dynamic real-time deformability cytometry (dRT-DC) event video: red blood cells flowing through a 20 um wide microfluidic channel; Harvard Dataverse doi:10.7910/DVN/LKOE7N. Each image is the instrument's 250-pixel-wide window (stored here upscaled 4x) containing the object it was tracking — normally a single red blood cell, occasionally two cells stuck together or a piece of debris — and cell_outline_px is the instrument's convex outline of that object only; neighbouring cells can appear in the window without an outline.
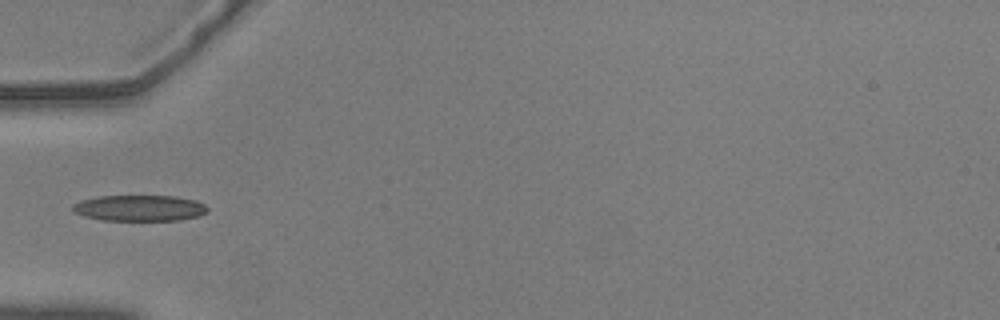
{"species": "common noctule bat (a hibernating species)", "species_latin": "Nyctalus noctula", "temperature_condition": "warm", "stored_images_in_passage": 25, "camera_frame_rate_fps": 3000, "um_per_image_px": 0.085, "animal": {"sex": "male", "body_mass_g": 20.5, "forearm_length_mm": 52.5}, "frame": {"image": 1, "passage_image": 1, "time_ms": 0.0, "image_size_px": [1000, 320], "cell_outline_px": [[208, 212], [200, 216], [180, 220], [104, 220], [84, 216], [72, 212], [72, 204], [80, 200], [100, 196], [176, 196], [196, 200], [204, 204], [208, 208]], "centroid_in_image_um": [11.87, 17.68], "position_along_channel_um": 73.1, "area_um2": 20.58}}
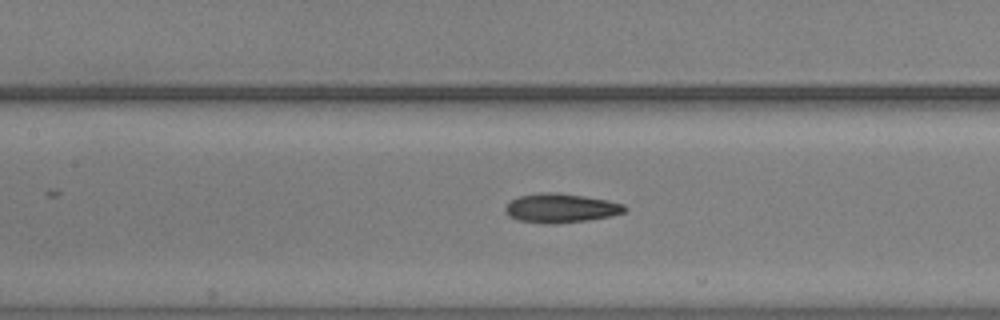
{"frame": {"image": 2, "passage_image": 8, "time_ms": 2.333, "image_size_px": [1000, 320], "cell_outline_px": [[628, 208], [624, 212], [608, 216], [588, 220], [556, 224], [544, 224], [516, 220], [508, 216], [504, 212], [504, 208], [516, 196], [540, 192], [556, 192], [584, 196], [608, 200], [624, 204]], "centroid_in_image_um": [47.62, 17.69], "position_along_channel_um": 159.8, "area_um2": 20.52}}
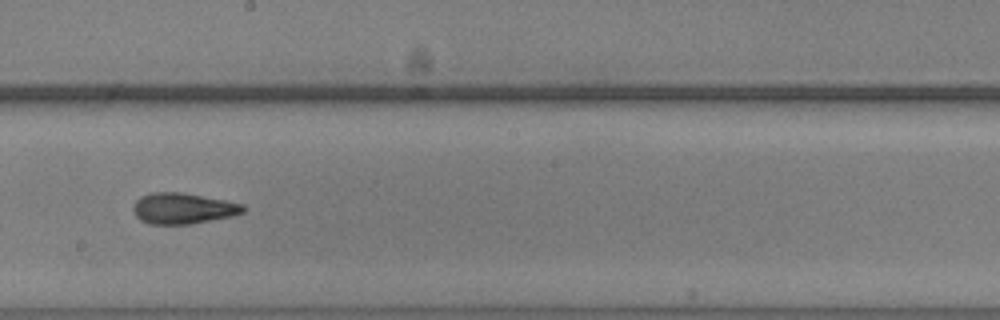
{"frame": {"image": 3, "passage_image": 14, "time_ms": 4.333, "image_size_px": [1000, 320], "cell_outline_px": [[244, 212], [232, 216], [188, 224], [148, 224], [140, 220], [132, 212], [132, 208], [136, 200], [140, 196], [152, 192], [184, 192], [244, 204]], "centroid_in_image_um": [15.51, 17.71], "position_along_channel_um": 232.7, "area_um2": 19.88}}